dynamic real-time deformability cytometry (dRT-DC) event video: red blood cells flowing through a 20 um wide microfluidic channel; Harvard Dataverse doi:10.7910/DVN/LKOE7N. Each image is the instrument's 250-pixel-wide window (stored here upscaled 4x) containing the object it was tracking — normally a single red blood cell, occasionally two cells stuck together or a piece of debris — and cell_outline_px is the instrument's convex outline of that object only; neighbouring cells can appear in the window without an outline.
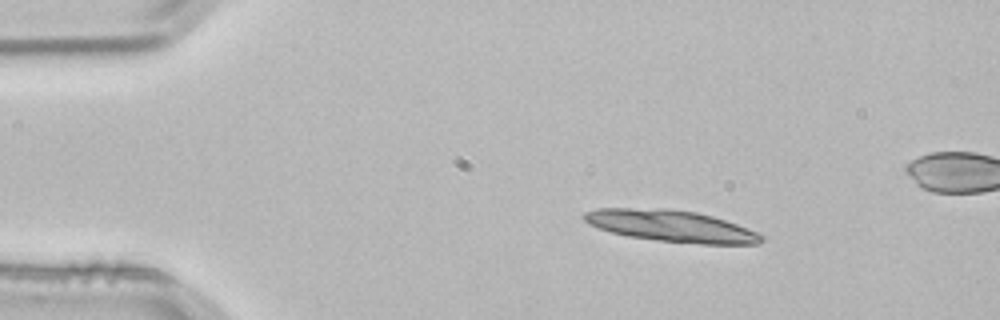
{"species": "common noctule bat (a hibernating species)", "species_latin": "Nyctalus noctula", "temperature_condition": "room temperature", "stored_images_in_passage": 3, "camera_frame_rate_fps": 3000, "um_per_image_px": 0.085, "animal": {"sex": "male", "body_mass_g": 21.5, "forearm_length_mm": 52.0}, "frame": {"image": 1, "passage_image": 1, "time_ms": 0.0, "image_size_px": [1000, 320], "cell_outline_px": [[764, 240], [756, 244], [700, 244], [660, 240], [628, 236], [612, 232], [588, 224], [580, 216], [584, 212], [596, 208], [672, 208], [696, 212], [712, 216], [736, 224], [756, 232], [764, 236]], "centroid_in_image_um": [57.01, 19.19], "position_along_channel_um": 28.0, "area_um2": 32.6}}